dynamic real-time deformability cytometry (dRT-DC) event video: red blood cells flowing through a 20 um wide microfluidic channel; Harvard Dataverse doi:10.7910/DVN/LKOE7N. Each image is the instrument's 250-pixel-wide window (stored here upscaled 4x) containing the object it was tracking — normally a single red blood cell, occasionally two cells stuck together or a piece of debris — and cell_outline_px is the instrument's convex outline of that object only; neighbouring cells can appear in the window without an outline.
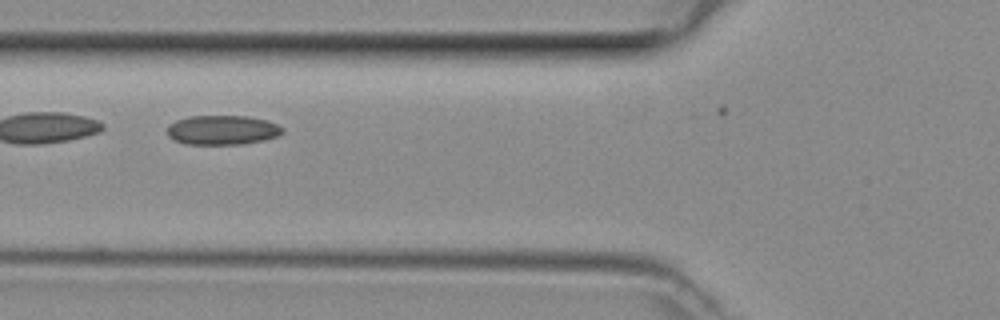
{"species": "common noctule bat (a hibernating species)", "species_latin": "Nyctalus noctula", "temperature_condition": "room temperature", "stored_images_in_passage": 10, "camera_frame_rate_fps": 3000, "um_per_image_px": 0.085, "animal": {"sex": "female", "body_mass_g": 29.2, "forearm_length_mm": 56.3}, "frame": {"image": 1, "passage_image": 8, "time_ms": 2.333, "image_size_px": [1000, 320], "cell_outline_px": [[284, 132], [280, 136], [264, 140], [240, 144], [184, 144], [172, 140], [168, 136], [168, 124], [176, 120], [188, 116], [248, 116], [268, 120], [284, 128]], "centroid_in_image_um": [18.91, 11.05], "position_along_channel_um": 106.9, "area_um2": 20.06}}